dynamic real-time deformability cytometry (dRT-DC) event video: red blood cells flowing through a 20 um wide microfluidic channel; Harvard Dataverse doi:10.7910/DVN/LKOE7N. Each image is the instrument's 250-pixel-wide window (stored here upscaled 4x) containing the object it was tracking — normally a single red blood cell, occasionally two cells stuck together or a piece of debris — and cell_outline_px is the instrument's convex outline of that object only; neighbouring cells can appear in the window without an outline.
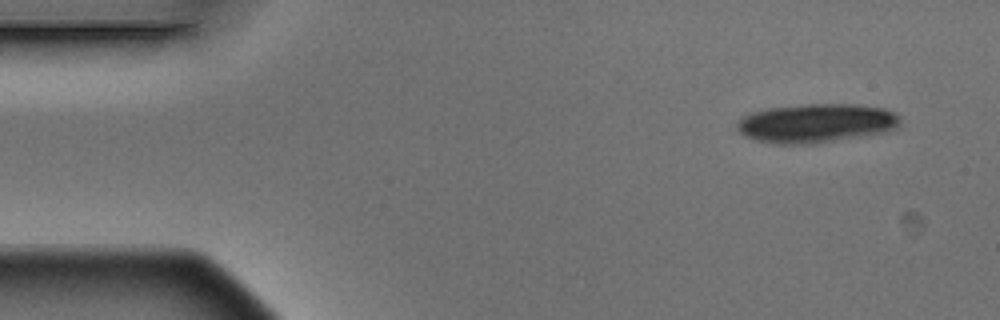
{"species": "Egyptian fruit bat (a non-hibernating species)", "species_latin": "Rousettus aegyptiacus", "temperature_condition": "warm", "stored_images_in_passage": 7, "camera_frame_rate_fps": 3000, "um_per_image_px": 0.085, "animal": {"sex": "male"}, "frame": {"image": 1, "passage_image": 1, "time_ms": 0.0, "image_size_px": [1000, 320], "cell_outline_px": [[900, 128], [888, 132], [864, 136], [812, 144], [776, 144], [756, 140], [744, 136], [736, 128], [736, 124], [744, 116], [752, 112], [768, 108], [804, 104], [860, 104], [884, 108], [896, 112], [900, 116]], "centroid_in_image_um": [69.44, 10.47], "position_along_channel_um": 15.6, "area_um2": 37.57}}
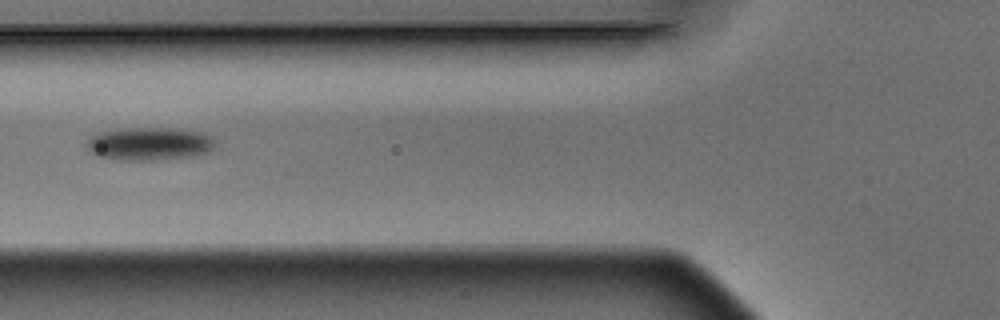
{"frame": {"image": 2, "passage_image": 5, "time_ms": 1.333, "image_size_px": [1000, 320], "cell_outline_px": [[216, 140], [212, 148], [208, 152], [188, 156], [152, 160], [120, 160], [96, 156], [84, 144], [96, 132], [128, 128], [180, 128], [204, 132], [212, 136]], "centroid_in_image_um": [12.7, 12.2], "position_along_channel_um": 113.1, "area_um2": 24.85}}
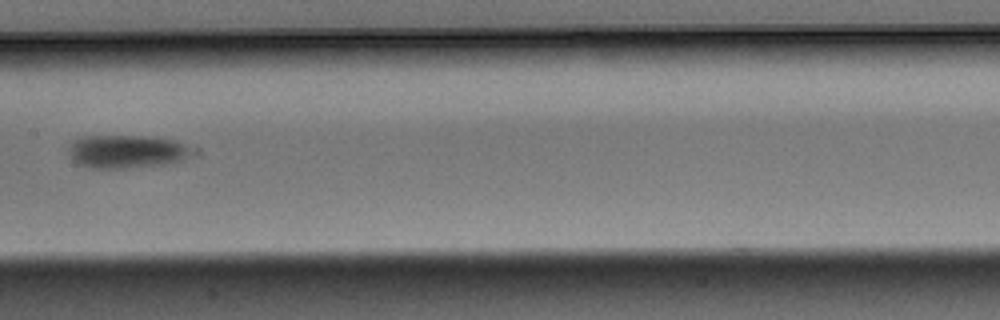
{"frame": {"image": 3, "passage_image": 7, "time_ms": 2.0, "image_size_px": [1000, 320], "cell_outline_px": [[188, 156], [184, 160], [172, 164], [128, 168], [88, 168], [76, 164], [72, 160], [68, 148], [80, 136], [144, 136], [176, 140], [184, 144], [188, 148]], "centroid_in_image_um": [10.73, 12.9], "position_along_channel_um": 196.7, "area_um2": 23.93}}